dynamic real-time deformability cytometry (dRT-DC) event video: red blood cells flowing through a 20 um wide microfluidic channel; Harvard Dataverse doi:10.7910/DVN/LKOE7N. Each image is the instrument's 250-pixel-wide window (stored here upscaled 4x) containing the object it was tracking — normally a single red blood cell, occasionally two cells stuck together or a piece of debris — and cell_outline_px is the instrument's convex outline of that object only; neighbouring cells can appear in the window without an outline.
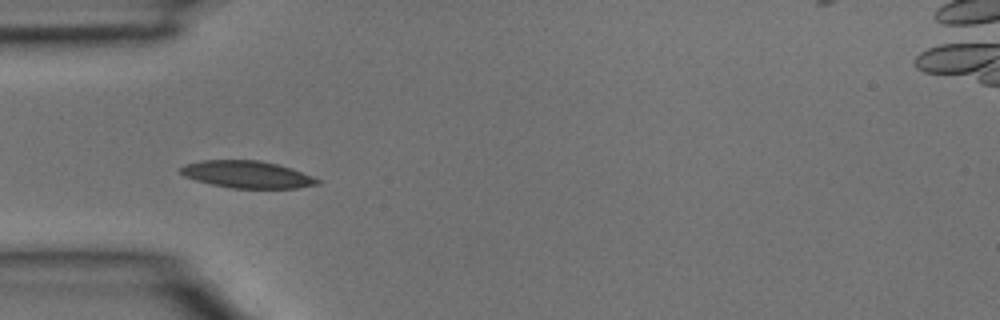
{"species": "common noctule bat (a hibernating species)", "species_latin": "Nyctalus noctula", "temperature_condition": "room temperature", "stored_images_in_passage": 3, "camera_frame_rate_fps": 3000, "um_per_image_px": 0.085, "animal": {"sex": "male", "body_mass_g": 15.6}, "frame": {"image": 1, "passage_image": 3, "time_ms": 0.667, "image_size_px": [1000, 320], "cell_outline_px": [[320, 184], [296, 188], [232, 188], [212, 184], [196, 180], [184, 176], [180, 172], [180, 168], [184, 164], [200, 160], [260, 160], [292, 168], [312, 176], [320, 180]], "centroid_in_image_um": [21.0, 14.82], "position_along_channel_um": 64.0, "area_um2": 21.62}}